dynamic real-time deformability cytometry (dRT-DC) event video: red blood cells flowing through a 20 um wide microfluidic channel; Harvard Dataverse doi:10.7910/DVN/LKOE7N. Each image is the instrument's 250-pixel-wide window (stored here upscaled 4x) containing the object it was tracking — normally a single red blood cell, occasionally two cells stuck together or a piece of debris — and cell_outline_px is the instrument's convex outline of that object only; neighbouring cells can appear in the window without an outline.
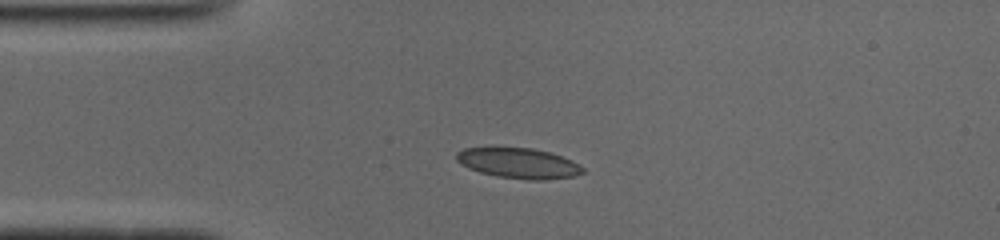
{"species": "common noctule bat (a hibernating species)", "species_latin": "Nyctalus noctula", "temperature_condition": "cold", "stored_images_in_passage": 40, "camera_frame_rate_fps": 3000, "um_per_image_px": 0.085, "animal": {"sex": "male", "body_mass_g": 19.0, "forearm_length_mm": 50.8}, "frame": {"image": 1, "passage_image": 1, "time_ms": 0.0, "image_size_px": [1000, 240], "cell_outline_px": [[584, 172], [576, 176], [544, 180], [528, 180], [496, 176], [480, 172], [468, 168], [460, 164], [456, 160], [456, 152], [464, 148], [532, 148], [548, 152], [572, 160], [580, 164], [584, 168]], "centroid_in_image_um": [44.09, 13.88], "position_along_channel_um": 40.9, "area_um2": 22.37}}
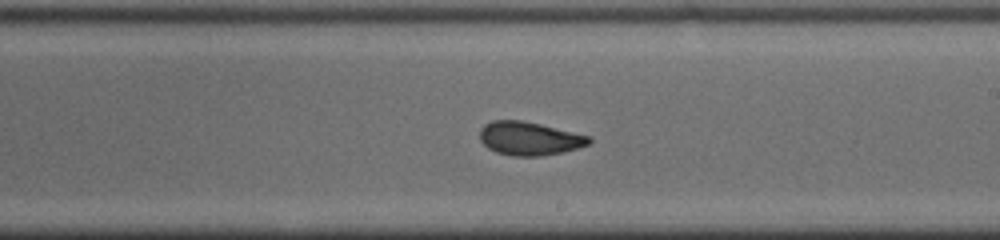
{"frame": {"image": 2, "passage_image": 18, "time_ms": 5.667, "image_size_px": [1000, 240], "cell_outline_px": [[592, 140], [588, 144], [564, 152], [540, 156], [512, 156], [496, 152], [488, 148], [480, 140], [480, 128], [484, 124], [492, 120], [520, 120], [540, 124], [592, 136]], "centroid_in_image_um": [44.99, 11.77], "position_along_channel_um": 244.0, "area_um2": 21.39}}
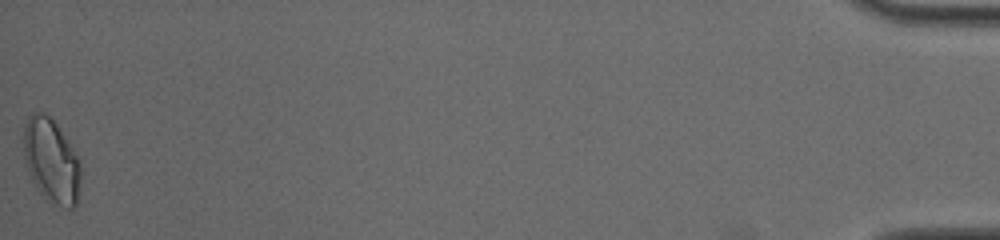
{"frame": {"image": 3, "passage_image": 40, "time_ms": 13.0, "image_size_px": [1000, 240], "cell_outline_px": [[80, 180], [76, 204], [72, 208], [68, 208], [52, 204], [36, 188], [28, 172], [24, 160], [24, 124], [28, 116], [36, 112], [44, 112], [56, 124], [80, 160]], "centroid_in_image_um": [4.35, 13.68], "position_along_channel_um": 430.9, "area_um2": 27.8}, "authors_computed_cell_mechanics": {"area_um2": 21.5305, "velocity_mm_per_s": 3.9225, "shape_relaxation_time_tau1_ms": 5.4474, "shape_relaxation_time_tau2_ms": 1.69, "deformation_change_tau1": 0.1436, "deformation_change_tau2": 0.066}}